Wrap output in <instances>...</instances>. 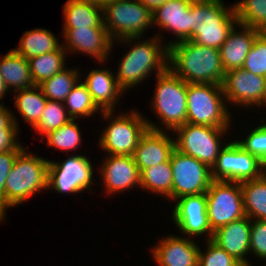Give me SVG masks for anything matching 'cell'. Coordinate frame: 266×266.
<instances>
[{
	"instance_id": "cell-1",
	"label": "cell",
	"mask_w": 266,
	"mask_h": 266,
	"mask_svg": "<svg viewBox=\"0 0 266 266\" xmlns=\"http://www.w3.org/2000/svg\"><path fill=\"white\" fill-rule=\"evenodd\" d=\"M168 68L186 83L222 85L219 49L183 40L168 46Z\"/></svg>"
},
{
	"instance_id": "cell-2",
	"label": "cell",
	"mask_w": 266,
	"mask_h": 266,
	"mask_svg": "<svg viewBox=\"0 0 266 266\" xmlns=\"http://www.w3.org/2000/svg\"><path fill=\"white\" fill-rule=\"evenodd\" d=\"M138 39L140 37L121 39L122 43L127 42L129 45L131 42L133 43V40L135 42V45H131V48L121 59L116 73L118 85L123 91L137 86L146 77L148 78L152 71L157 70L156 75H158L168 68V46L161 43L163 39L159 34L149 38V40H139L136 43Z\"/></svg>"
},
{
	"instance_id": "cell-3",
	"label": "cell",
	"mask_w": 266,
	"mask_h": 266,
	"mask_svg": "<svg viewBox=\"0 0 266 266\" xmlns=\"http://www.w3.org/2000/svg\"><path fill=\"white\" fill-rule=\"evenodd\" d=\"M45 158L32 155L25 147L17 154L4 187L5 209L18 206L34 193L48 189V166Z\"/></svg>"
},
{
	"instance_id": "cell-4",
	"label": "cell",
	"mask_w": 266,
	"mask_h": 266,
	"mask_svg": "<svg viewBox=\"0 0 266 266\" xmlns=\"http://www.w3.org/2000/svg\"><path fill=\"white\" fill-rule=\"evenodd\" d=\"M191 37L196 44L220 49L238 24L234 5L226 8L222 0L192 2Z\"/></svg>"
},
{
	"instance_id": "cell-5",
	"label": "cell",
	"mask_w": 266,
	"mask_h": 266,
	"mask_svg": "<svg viewBox=\"0 0 266 266\" xmlns=\"http://www.w3.org/2000/svg\"><path fill=\"white\" fill-rule=\"evenodd\" d=\"M114 111H103L102 115L106 118H113L112 122L104 132L101 133L99 146L108 155H130L133 156L140 138L147 129L164 130L158 125L145 119L142 114L137 111H132L129 114H121L116 118ZM153 123V124H152Z\"/></svg>"
},
{
	"instance_id": "cell-6",
	"label": "cell",
	"mask_w": 266,
	"mask_h": 266,
	"mask_svg": "<svg viewBox=\"0 0 266 266\" xmlns=\"http://www.w3.org/2000/svg\"><path fill=\"white\" fill-rule=\"evenodd\" d=\"M224 98L222 85L187 83L186 123L230 127L231 116Z\"/></svg>"
},
{
	"instance_id": "cell-7",
	"label": "cell",
	"mask_w": 266,
	"mask_h": 266,
	"mask_svg": "<svg viewBox=\"0 0 266 266\" xmlns=\"http://www.w3.org/2000/svg\"><path fill=\"white\" fill-rule=\"evenodd\" d=\"M102 8L103 23L114 42L141 37L153 25L152 11L138 0H113Z\"/></svg>"
},
{
	"instance_id": "cell-8",
	"label": "cell",
	"mask_w": 266,
	"mask_h": 266,
	"mask_svg": "<svg viewBox=\"0 0 266 266\" xmlns=\"http://www.w3.org/2000/svg\"><path fill=\"white\" fill-rule=\"evenodd\" d=\"M152 107L165 128L174 130L186 123L187 83L169 68L156 77Z\"/></svg>"
},
{
	"instance_id": "cell-9",
	"label": "cell",
	"mask_w": 266,
	"mask_h": 266,
	"mask_svg": "<svg viewBox=\"0 0 266 266\" xmlns=\"http://www.w3.org/2000/svg\"><path fill=\"white\" fill-rule=\"evenodd\" d=\"M228 129L230 128L185 123L173 130L178 135L177 139H174L175 149L212 169L223 148L220 138Z\"/></svg>"
},
{
	"instance_id": "cell-10",
	"label": "cell",
	"mask_w": 266,
	"mask_h": 266,
	"mask_svg": "<svg viewBox=\"0 0 266 266\" xmlns=\"http://www.w3.org/2000/svg\"><path fill=\"white\" fill-rule=\"evenodd\" d=\"M206 197L208 221L213 232L246 216L239 182L212 180Z\"/></svg>"
},
{
	"instance_id": "cell-11",
	"label": "cell",
	"mask_w": 266,
	"mask_h": 266,
	"mask_svg": "<svg viewBox=\"0 0 266 266\" xmlns=\"http://www.w3.org/2000/svg\"><path fill=\"white\" fill-rule=\"evenodd\" d=\"M266 165L255 155L245 151L235 140L220 150L211 169L212 180L244 182L260 178Z\"/></svg>"
},
{
	"instance_id": "cell-12",
	"label": "cell",
	"mask_w": 266,
	"mask_h": 266,
	"mask_svg": "<svg viewBox=\"0 0 266 266\" xmlns=\"http://www.w3.org/2000/svg\"><path fill=\"white\" fill-rule=\"evenodd\" d=\"M170 164L173 172L172 200L186 195L206 193L211 182V169L194 157L174 149Z\"/></svg>"
},
{
	"instance_id": "cell-13",
	"label": "cell",
	"mask_w": 266,
	"mask_h": 266,
	"mask_svg": "<svg viewBox=\"0 0 266 266\" xmlns=\"http://www.w3.org/2000/svg\"><path fill=\"white\" fill-rule=\"evenodd\" d=\"M93 168L84 155L69 156L62 163L49 161L48 189L57 193H80L93 184Z\"/></svg>"
},
{
	"instance_id": "cell-14",
	"label": "cell",
	"mask_w": 266,
	"mask_h": 266,
	"mask_svg": "<svg viewBox=\"0 0 266 266\" xmlns=\"http://www.w3.org/2000/svg\"><path fill=\"white\" fill-rule=\"evenodd\" d=\"M222 87L225 100L232 105L263 107L266 104V77L243 68L226 71Z\"/></svg>"
},
{
	"instance_id": "cell-15",
	"label": "cell",
	"mask_w": 266,
	"mask_h": 266,
	"mask_svg": "<svg viewBox=\"0 0 266 266\" xmlns=\"http://www.w3.org/2000/svg\"><path fill=\"white\" fill-rule=\"evenodd\" d=\"M178 199L173 210L176 228L192 237L208 233V240H212L214 232L208 221L206 193L186 195Z\"/></svg>"
},
{
	"instance_id": "cell-16",
	"label": "cell",
	"mask_w": 266,
	"mask_h": 266,
	"mask_svg": "<svg viewBox=\"0 0 266 266\" xmlns=\"http://www.w3.org/2000/svg\"><path fill=\"white\" fill-rule=\"evenodd\" d=\"M63 30V36L66 41L62 46L65 45L63 48L66 52H83L103 63L106 58L108 59V54L112 50V44L114 43L106 27H83Z\"/></svg>"
},
{
	"instance_id": "cell-17",
	"label": "cell",
	"mask_w": 266,
	"mask_h": 266,
	"mask_svg": "<svg viewBox=\"0 0 266 266\" xmlns=\"http://www.w3.org/2000/svg\"><path fill=\"white\" fill-rule=\"evenodd\" d=\"M152 23L160 29L170 30L177 37L173 43L188 40L191 37L192 2L190 0H168L152 11Z\"/></svg>"
},
{
	"instance_id": "cell-18",
	"label": "cell",
	"mask_w": 266,
	"mask_h": 266,
	"mask_svg": "<svg viewBox=\"0 0 266 266\" xmlns=\"http://www.w3.org/2000/svg\"><path fill=\"white\" fill-rule=\"evenodd\" d=\"M100 169L108 194L119 193L135 185L140 186V171L133 156L108 155Z\"/></svg>"
},
{
	"instance_id": "cell-19",
	"label": "cell",
	"mask_w": 266,
	"mask_h": 266,
	"mask_svg": "<svg viewBox=\"0 0 266 266\" xmlns=\"http://www.w3.org/2000/svg\"><path fill=\"white\" fill-rule=\"evenodd\" d=\"M174 149L175 141L166 132L148 128L140 138L133 158L141 172L168 161Z\"/></svg>"
},
{
	"instance_id": "cell-20",
	"label": "cell",
	"mask_w": 266,
	"mask_h": 266,
	"mask_svg": "<svg viewBox=\"0 0 266 266\" xmlns=\"http://www.w3.org/2000/svg\"><path fill=\"white\" fill-rule=\"evenodd\" d=\"M251 219L245 216L218 228L212 241L244 266H252L245 258L250 253Z\"/></svg>"
},
{
	"instance_id": "cell-21",
	"label": "cell",
	"mask_w": 266,
	"mask_h": 266,
	"mask_svg": "<svg viewBox=\"0 0 266 266\" xmlns=\"http://www.w3.org/2000/svg\"><path fill=\"white\" fill-rule=\"evenodd\" d=\"M153 248V258L159 266H198L196 242L175 235L164 237Z\"/></svg>"
},
{
	"instance_id": "cell-22",
	"label": "cell",
	"mask_w": 266,
	"mask_h": 266,
	"mask_svg": "<svg viewBox=\"0 0 266 266\" xmlns=\"http://www.w3.org/2000/svg\"><path fill=\"white\" fill-rule=\"evenodd\" d=\"M243 31H236L235 26L228 34L226 41L222 44L220 51V59L223 70L229 71L236 68H242L245 58L249 53L256 37L261 31L252 27L238 23L237 27Z\"/></svg>"
},
{
	"instance_id": "cell-23",
	"label": "cell",
	"mask_w": 266,
	"mask_h": 266,
	"mask_svg": "<svg viewBox=\"0 0 266 266\" xmlns=\"http://www.w3.org/2000/svg\"><path fill=\"white\" fill-rule=\"evenodd\" d=\"M83 83L87 86L93 101L100 111H116L115 104L124 92L118 85L117 78L109 69H94L85 78Z\"/></svg>"
},
{
	"instance_id": "cell-24",
	"label": "cell",
	"mask_w": 266,
	"mask_h": 266,
	"mask_svg": "<svg viewBox=\"0 0 266 266\" xmlns=\"http://www.w3.org/2000/svg\"><path fill=\"white\" fill-rule=\"evenodd\" d=\"M63 7L64 29L105 27L103 8L91 0H67Z\"/></svg>"
},
{
	"instance_id": "cell-25",
	"label": "cell",
	"mask_w": 266,
	"mask_h": 266,
	"mask_svg": "<svg viewBox=\"0 0 266 266\" xmlns=\"http://www.w3.org/2000/svg\"><path fill=\"white\" fill-rule=\"evenodd\" d=\"M0 76L8 89L11 86L14 88L13 91L35 86L30 74L29 61L13 49L0 58Z\"/></svg>"
},
{
	"instance_id": "cell-26",
	"label": "cell",
	"mask_w": 266,
	"mask_h": 266,
	"mask_svg": "<svg viewBox=\"0 0 266 266\" xmlns=\"http://www.w3.org/2000/svg\"><path fill=\"white\" fill-rule=\"evenodd\" d=\"M245 215L266 220V172L257 179L240 182Z\"/></svg>"
},
{
	"instance_id": "cell-27",
	"label": "cell",
	"mask_w": 266,
	"mask_h": 266,
	"mask_svg": "<svg viewBox=\"0 0 266 266\" xmlns=\"http://www.w3.org/2000/svg\"><path fill=\"white\" fill-rule=\"evenodd\" d=\"M51 31L37 28L26 31L20 39L18 48L13 49L16 53L23 56L26 60L57 50L61 45Z\"/></svg>"
},
{
	"instance_id": "cell-28",
	"label": "cell",
	"mask_w": 266,
	"mask_h": 266,
	"mask_svg": "<svg viewBox=\"0 0 266 266\" xmlns=\"http://www.w3.org/2000/svg\"><path fill=\"white\" fill-rule=\"evenodd\" d=\"M65 54L66 51L61 44L57 50L35 56L28 60L34 85L41 84L44 80L65 69Z\"/></svg>"
},
{
	"instance_id": "cell-29",
	"label": "cell",
	"mask_w": 266,
	"mask_h": 266,
	"mask_svg": "<svg viewBox=\"0 0 266 266\" xmlns=\"http://www.w3.org/2000/svg\"><path fill=\"white\" fill-rule=\"evenodd\" d=\"M13 92L19 93L15 95L16 98L14 101L17 111L28 124L34 127L39 122L41 114L44 111L47 98L43 95L38 85Z\"/></svg>"
},
{
	"instance_id": "cell-30",
	"label": "cell",
	"mask_w": 266,
	"mask_h": 266,
	"mask_svg": "<svg viewBox=\"0 0 266 266\" xmlns=\"http://www.w3.org/2000/svg\"><path fill=\"white\" fill-rule=\"evenodd\" d=\"M173 172L170 159L140 172V186L172 199Z\"/></svg>"
},
{
	"instance_id": "cell-31",
	"label": "cell",
	"mask_w": 266,
	"mask_h": 266,
	"mask_svg": "<svg viewBox=\"0 0 266 266\" xmlns=\"http://www.w3.org/2000/svg\"><path fill=\"white\" fill-rule=\"evenodd\" d=\"M78 74V70L75 68L68 70L65 67V69L44 80L38 86L48 100L64 102L79 78H81Z\"/></svg>"
},
{
	"instance_id": "cell-32",
	"label": "cell",
	"mask_w": 266,
	"mask_h": 266,
	"mask_svg": "<svg viewBox=\"0 0 266 266\" xmlns=\"http://www.w3.org/2000/svg\"><path fill=\"white\" fill-rule=\"evenodd\" d=\"M234 9L238 23L266 32V0H241Z\"/></svg>"
},
{
	"instance_id": "cell-33",
	"label": "cell",
	"mask_w": 266,
	"mask_h": 266,
	"mask_svg": "<svg viewBox=\"0 0 266 266\" xmlns=\"http://www.w3.org/2000/svg\"><path fill=\"white\" fill-rule=\"evenodd\" d=\"M63 103L65 107L67 106L68 114L73 120L79 116H92L100 110L93 101L87 86L80 81L73 87Z\"/></svg>"
},
{
	"instance_id": "cell-34",
	"label": "cell",
	"mask_w": 266,
	"mask_h": 266,
	"mask_svg": "<svg viewBox=\"0 0 266 266\" xmlns=\"http://www.w3.org/2000/svg\"><path fill=\"white\" fill-rule=\"evenodd\" d=\"M72 118L69 116L63 102L48 100L39 122L33 127L35 131L43 135L44 138L50 132L69 123Z\"/></svg>"
},
{
	"instance_id": "cell-35",
	"label": "cell",
	"mask_w": 266,
	"mask_h": 266,
	"mask_svg": "<svg viewBox=\"0 0 266 266\" xmlns=\"http://www.w3.org/2000/svg\"><path fill=\"white\" fill-rule=\"evenodd\" d=\"M47 137V145L50 147H56L62 151H72L78 148L81 144V132L75 119L69 123L61 126L55 131L50 132Z\"/></svg>"
},
{
	"instance_id": "cell-36",
	"label": "cell",
	"mask_w": 266,
	"mask_h": 266,
	"mask_svg": "<svg viewBox=\"0 0 266 266\" xmlns=\"http://www.w3.org/2000/svg\"><path fill=\"white\" fill-rule=\"evenodd\" d=\"M244 70L266 77V33L261 32L255 39L245 58Z\"/></svg>"
},
{
	"instance_id": "cell-37",
	"label": "cell",
	"mask_w": 266,
	"mask_h": 266,
	"mask_svg": "<svg viewBox=\"0 0 266 266\" xmlns=\"http://www.w3.org/2000/svg\"><path fill=\"white\" fill-rule=\"evenodd\" d=\"M198 266H244L212 240H207L206 252L199 250Z\"/></svg>"
},
{
	"instance_id": "cell-38",
	"label": "cell",
	"mask_w": 266,
	"mask_h": 266,
	"mask_svg": "<svg viewBox=\"0 0 266 266\" xmlns=\"http://www.w3.org/2000/svg\"><path fill=\"white\" fill-rule=\"evenodd\" d=\"M235 141L266 165V123L254 128L244 140Z\"/></svg>"
},
{
	"instance_id": "cell-39",
	"label": "cell",
	"mask_w": 266,
	"mask_h": 266,
	"mask_svg": "<svg viewBox=\"0 0 266 266\" xmlns=\"http://www.w3.org/2000/svg\"><path fill=\"white\" fill-rule=\"evenodd\" d=\"M250 253L266 260V220L251 223Z\"/></svg>"
},
{
	"instance_id": "cell-40",
	"label": "cell",
	"mask_w": 266,
	"mask_h": 266,
	"mask_svg": "<svg viewBox=\"0 0 266 266\" xmlns=\"http://www.w3.org/2000/svg\"><path fill=\"white\" fill-rule=\"evenodd\" d=\"M20 151L0 153V222L4 219V187L17 154Z\"/></svg>"
},
{
	"instance_id": "cell-41",
	"label": "cell",
	"mask_w": 266,
	"mask_h": 266,
	"mask_svg": "<svg viewBox=\"0 0 266 266\" xmlns=\"http://www.w3.org/2000/svg\"><path fill=\"white\" fill-rule=\"evenodd\" d=\"M19 129H0V153L6 151H21L23 146L17 142ZM16 139V140H15Z\"/></svg>"
},
{
	"instance_id": "cell-42",
	"label": "cell",
	"mask_w": 266,
	"mask_h": 266,
	"mask_svg": "<svg viewBox=\"0 0 266 266\" xmlns=\"http://www.w3.org/2000/svg\"><path fill=\"white\" fill-rule=\"evenodd\" d=\"M0 103V129H19L15 115Z\"/></svg>"
},
{
	"instance_id": "cell-43",
	"label": "cell",
	"mask_w": 266,
	"mask_h": 266,
	"mask_svg": "<svg viewBox=\"0 0 266 266\" xmlns=\"http://www.w3.org/2000/svg\"><path fill=\"white\" fill-rule=\"evenodd\" d=\"M138 1H140L144 6L153 11L155 8L159 7L161 4L165 3L168 0H138Z\"/></svg>"
},
{
	"instance_id": "cell-44",
	"label": "cell",
	"mask_w": 266,
	"mask_h": 266,
	"mask_svg": "<svg viewBox=\"0 0 266 266\" xmlns=\"http://www.w3.org/2000/svg\"><path fill=\"white\" fill-rule=\"evenodd\" d=\"M10 90L8 89L5 81L3 80V78L0 76V100L2 98H4V95L6 94V92Z\"/></svg>"
},
{
	"instance_id": "cell-45",
	"label": "cell",
	"mask_w": 266,
	"mask_h": 266,
	"mask_svg": "<svg viewBox=\"0 0 266 266\" xmlns=\"http://www.w3.org/2000/svg\"><path fill=\"white\" fill-rule=\"evenodd\" d=\"M93 3L99 5V6H104L105 4L112 2L113 0H91Z\"/></svg>"
},
{
	"instance_id": "cell-46",
	"label": "cell",
	"mask_w": 266,
	"mask_h": 266,
	"mask_svg": "<svg viewBox=\"0 0 266 266\" xmlns=\"http://www.w3.org/2000/svg\"><path fill=\"white\" fill-rule=\"evenodd\" d=\"M191 2H205V1H210V0H190Z\"/></svg>"
}]
</instances>
